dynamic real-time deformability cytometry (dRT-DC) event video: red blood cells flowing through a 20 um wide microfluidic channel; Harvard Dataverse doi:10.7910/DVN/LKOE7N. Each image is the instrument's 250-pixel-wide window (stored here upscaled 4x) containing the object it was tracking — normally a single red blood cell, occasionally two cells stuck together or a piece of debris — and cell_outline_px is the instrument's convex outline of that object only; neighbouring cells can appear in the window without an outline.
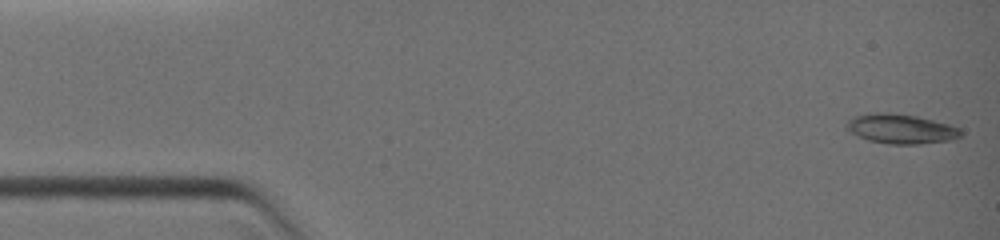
{"species": "common noctule bat (a hibernating species)", "species_latin": "Nyctalus noctula", "temperature_condition": "warm", "stored_images_in_passage": 13, "camera_frame_rate_fps": 3000, "um_per_image_px": 0.085, "animal": {"sex": "female", "body_mass_g": 19.0, "forearm_length_mm": 51.5}, "frame": {"image": 1, "passage_image": 1, "time_ms": 0.0, "image_size_px": [1000, 240], "cell_outline_px": [[960, 136], [952, 140], [920, 144], [888, 144], [868, 140], [844, 128], [844, 124], [848, 120], [856, 116], [868, 112], [888, 112], [916, 116], [948, 124], [960, 128]], "centroid_in_image_um": [76.54, 10.94], "position_along_channel_um": 8.5, "area_um2": 19.71}}
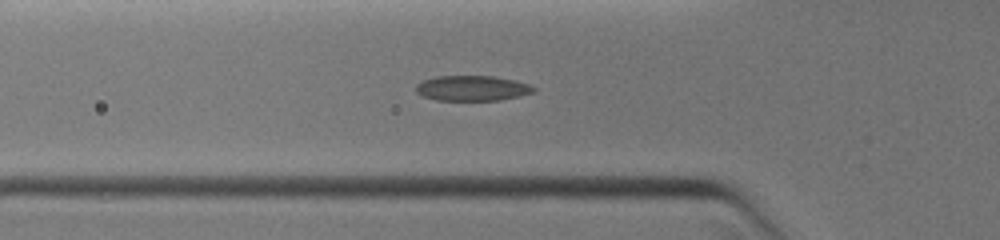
{"frame": {"image": 2, "passage_image": 10, "time_ms": 4.333, "image_size_px": [1000, 240], "cell_outline_px": [[536, 92], [520, 96], [500, 100], [436, 100], [424, 96], [416, 92], [416, 84], [424, 80], [436, 76], [492, 76], [516, 80], [528, 84], [536, 88]], "centroid_in_image_um": [40.17, 7.5], "position_along_channel_um": 85.6, "area_um2": 17.34}}
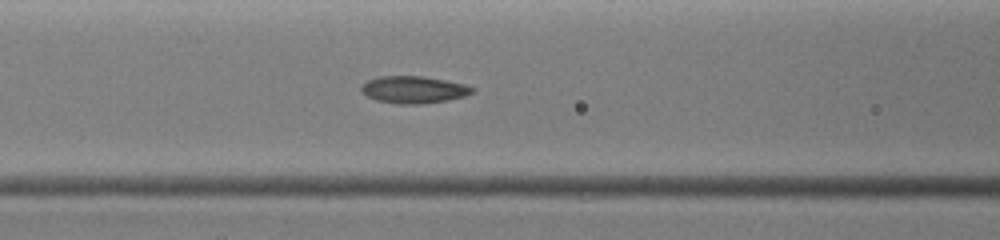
{"frame": {"image": 3, "passage_image": 12, "time_ms": 5.333, "image_size_px": [1000, 240], "cell_outline_px": [[476, 88], [472, 92], [464, 96], [448, 100], [420, 104], [400, 104], [376, 100], [360, 92], [360, 88], [368, 80], [380, 76], [424, 76], [464, 84]], "centroid_in_image_um": [35.15, 7.62], "position_along_channel_um": 131.4, "area_um2": 17.46}}